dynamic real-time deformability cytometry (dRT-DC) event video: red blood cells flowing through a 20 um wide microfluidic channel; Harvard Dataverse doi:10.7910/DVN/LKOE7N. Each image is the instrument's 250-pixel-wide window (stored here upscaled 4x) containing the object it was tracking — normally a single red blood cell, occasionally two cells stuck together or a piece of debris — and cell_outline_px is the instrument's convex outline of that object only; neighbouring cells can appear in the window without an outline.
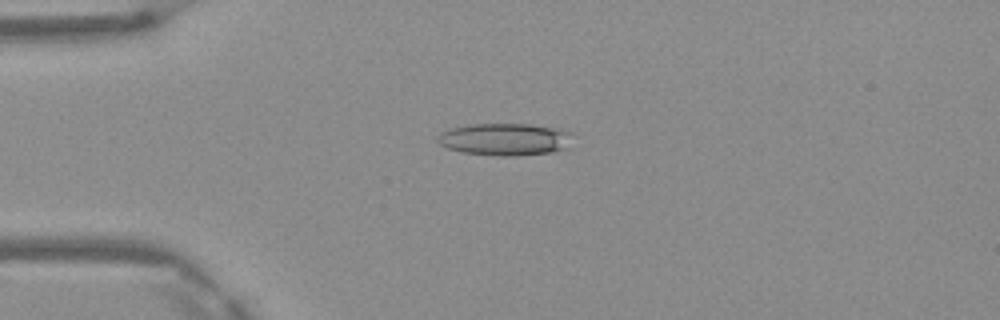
{"species": "Egyptian fruit bat (a non-hibernating species)", "species_latin": "Rousettus aegyptiacus", "temperature_condition": "warm", "stored_images_in_passage": 5, "camera_frame_rate_fps": 3000, "um_per_image_px": 0.085, "frame": {"image": 1, "passage_image": 3, "time_ms": 0.667, "image_size_px": [1000, 320], "cell_outline_px": [[572, 148], [552, 152], [516, 156], [500, 156], [464, 152], [448, 148], [440, 144], [436, 140], [436, 136], [440, 132], [452, 128], [468, 124], [528, 124], [556, 128], [572, 132]], "centroid_in_image_um": [42.98, 11.84], "position_along_channel_um": 42.0, "area_um2": 25.72}}
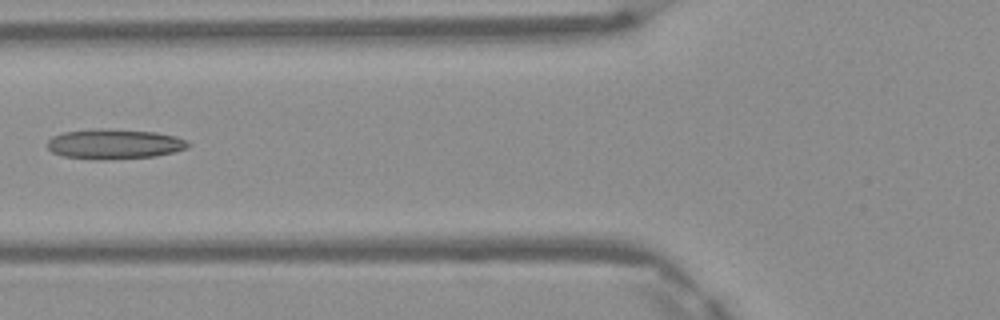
{"frame": {"image": 2, "passage_image": 5, "time_ms": 1.333, "image_size_px": [1000, 320], "cell_outline_px": [[192, 144], [188, 148], [176, 152], [156, 156], [64, 156], [52, 152], [48, 148], [48, 140], [52, 136], [64, 132], [96, 128], [100, 128], [156, 132], [176, 136], [188, 140]], "centroid_in_image_um": [9.81, 12.17], "position_along_channel_um": 116.0, "area_um2": 23.47}}